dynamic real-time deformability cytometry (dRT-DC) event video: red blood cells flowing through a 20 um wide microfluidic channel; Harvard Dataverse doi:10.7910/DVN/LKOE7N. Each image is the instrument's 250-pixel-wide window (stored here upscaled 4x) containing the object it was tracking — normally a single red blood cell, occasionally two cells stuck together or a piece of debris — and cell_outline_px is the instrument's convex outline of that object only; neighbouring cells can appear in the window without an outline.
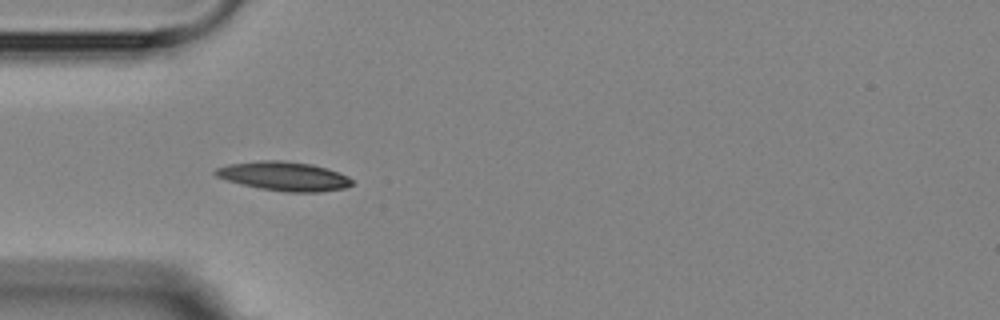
{"species": "Egyptian fruit bat (a non-hibernating species)", "species_latin": "Rousettus aegyptiacus", "temperature_condition": "room temperature", "stored_images_in_passage": 6, "camera_frame_rate_fps": 3000, "um_per_image_px": 0.085, "animal": {"sex": "female"}, "frame": {"image": 1, "passage_image": 5, "time_ms": 5.0, "image_size_px": [1000, 320], "cell_outline_px": [[352, 184], [344, 188], [320, 192], [288, 192], [260, 188], [240, 184], [216, 176], [212, 172], [216, 168], [228, 164], [256, 160], [280, 160], [312, 164], [348, 176], [352, 180]], "centroid_in_image_um": [24.09, 14.97], "position_along_channel_um": 60.9, "area_um2": 23.0}}
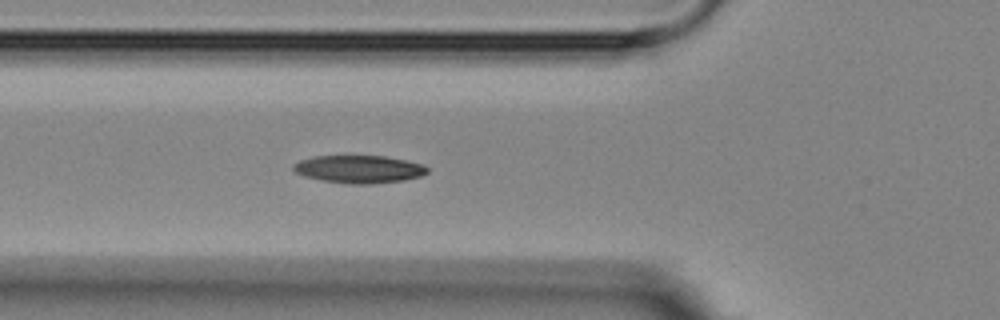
{"frame": {"image": 2, "passage_image": 6, "time_ms": 6.0, "image_size_px": [1000, 320], "cell_outline_px": [[428, 172], [420, 176], [404, 180], [372, 184], [348, 184], [320, 180], [304, 176], [296, 172], [292, 168], [292, 164], [300, 160], [316, 156], [384, 156], [424, 164], [428, 168]], "centroid_in_image_um": [30.51, 14.38], "position_along_channel_um": 95.3, "area_um2": 21.68}}